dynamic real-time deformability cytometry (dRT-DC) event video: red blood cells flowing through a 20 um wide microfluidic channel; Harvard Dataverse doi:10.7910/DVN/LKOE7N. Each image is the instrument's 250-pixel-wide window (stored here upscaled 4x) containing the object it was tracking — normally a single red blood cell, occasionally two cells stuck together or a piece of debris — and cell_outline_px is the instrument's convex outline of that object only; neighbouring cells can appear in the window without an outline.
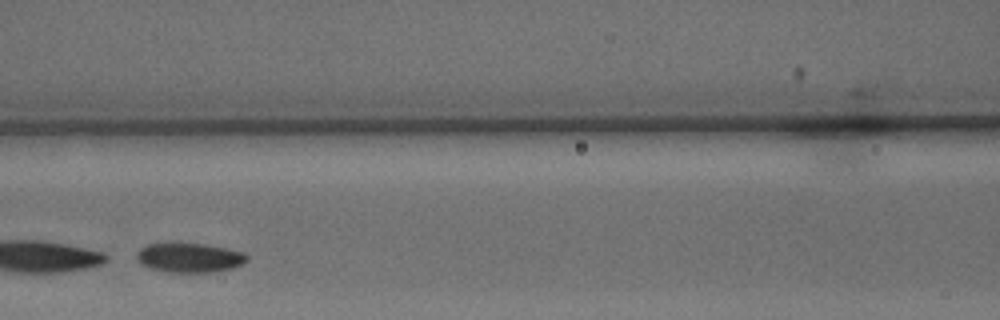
{"species": "common noctule bat (a hibernating species)", "species_latin": "Nyctalus noctula", "temperature_condition": "warm", "stored_images_in_passage": 17, "camera_frame_rate_fps": 3000, "um_per_image_px": 0.085, "animal": {"sex": "male", "body_mass_g": 15.6}, "frame": {"image": 1, "passage_image": 10, "time_ms": 3.0, "image_size_px": [1000, 320], "cell_outline_px": [[248, 260], [244, 264], [232, 268], [212, 272], [164, 272], [148, 268], [140, 264], [136, 260], [136, 256], [140, 248], [148, 244], [204, 244], [244, 252], [248, 256]], "centroid_in_image_um": [16.09, 21.92], "position_along_channel_um": 150.5, "area_um2": 18.9}}